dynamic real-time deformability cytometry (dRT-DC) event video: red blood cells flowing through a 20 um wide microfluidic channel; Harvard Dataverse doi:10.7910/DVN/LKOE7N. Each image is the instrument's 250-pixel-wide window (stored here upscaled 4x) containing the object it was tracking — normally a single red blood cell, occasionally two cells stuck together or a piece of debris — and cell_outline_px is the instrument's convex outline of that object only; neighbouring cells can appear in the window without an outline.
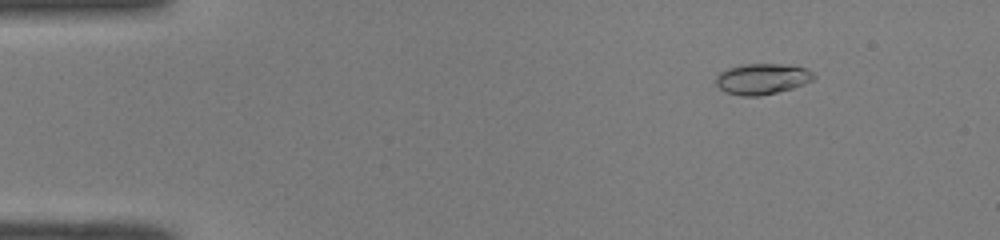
{"species": "common noctule bat (a hibernating species)", "species_latin": "Nyctalus noctula", "temperature_condition": "room temperature", "stored_images_in_passage": 50, "camera_frame_rate_fps": 3000, "um_per_image_px": 0.085, "animal": {"sex": "male", "body_mass_g": 19.0, "forearm_length_mm": 50.8}, "frame": {"image": 1, "passage_image": 7, "time_ms": 2.0, "image_size_px": [1000, 240], "cell_outline_px": [[816, 76], [812, 80], [804, 84], [792, 88], [760, 96], [740, 96], [724, 92], [716, 84], [716, 76], [720, 72], [728, 68], [744, 64], [780, 64], [808, 68]], "centroid_in_image_um": [64.77, 6.71], "position_along_channel_um": 20.2, "area_um2": 17.57}}
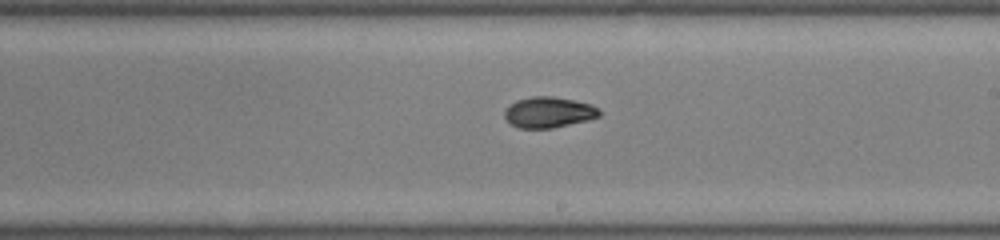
{"frame": {"image": 2, "passage_image": 30, "time_ms": 9.667, "image_size_px": [1000, 240], "cell_outline_px": [[600, 116], [588, 120], [552, 128], [520, 128], [512, 124], [504, 116], [504, 112], [516, 100], [532, 96], [552, 96], [592, 104], [600, 108]], "centroid_in_image_um": [46.68, 9.54], "position_along_channel_um": 242.3, "area_um2": 16.88}}
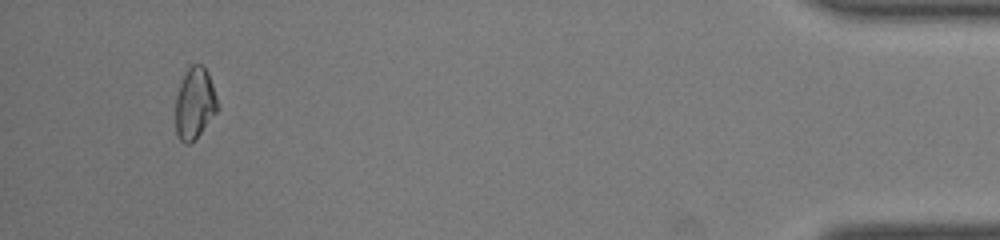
{"frame": {"image": 3, "passage_image": 48, "time_ms": 15.667, "image_size_px": [1000, 240], "cell_outline_px": [[216, 112], [196, 140], [188, 144], [184, 144], [180, 140], [176, 132], [176, 96], [184, 72], [192, 64], [204, 64], [208, 72], [216, 96]], "centroid_in_image_um": [16.53, 8.78], "position_along_channel_um": 418.7, "area_um2": 17.46}, "authors_computed_cell_mechanics": {"area_um2": 17.34, "velocity_mm_per_s": 4.115, "shape_relaxation_time_tau1_ms": 8.1909, "shape_relaxation_time_tau2_ms": 2.5059, "deformation_change_tau1": 0.2043, "deformation_change_tau2": 0.0522}}